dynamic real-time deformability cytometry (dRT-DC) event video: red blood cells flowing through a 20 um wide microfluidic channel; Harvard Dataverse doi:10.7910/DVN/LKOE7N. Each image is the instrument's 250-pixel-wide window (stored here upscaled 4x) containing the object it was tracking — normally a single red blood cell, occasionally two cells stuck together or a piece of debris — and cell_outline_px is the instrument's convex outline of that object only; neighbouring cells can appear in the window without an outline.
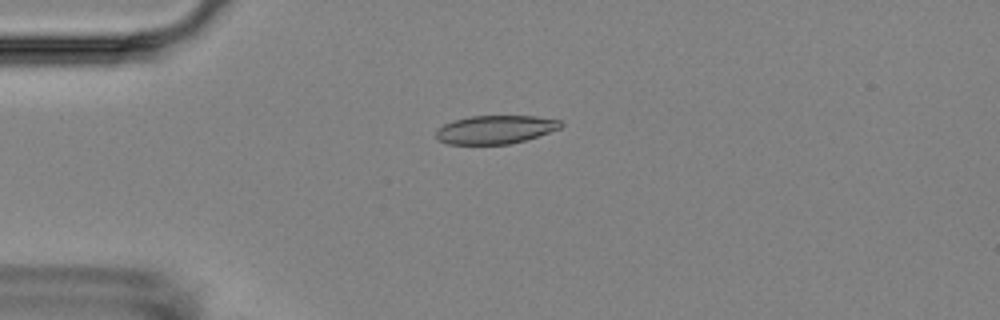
{"species": "Egyptian fruit bat (a non-hibernating species)", "species_latin": "Rousettus aegyptiacus", "temperature_condition": "room temperature", "stored_images_in_passage": 6, "camera_frame_rate_fps": 3000, "um_per_image_px": 0.085, "animal": {"sex": "female"}, "frame": {"image": 1, "passage_image": 5, "time_ms": 4.333, "image_size_px": [1000, 320], "cell_outline_px": [[564, 124], [560, 128], [524, 140], [508, 144], [448, 144], [436, 140], [436, 128], [452, 120], [472, 116], [536, 116], [560, 120]], "centroid_in_image_um": [42.05, 11.01], "position_along_channel_um": 42.9, "area_um2": 20.63}}